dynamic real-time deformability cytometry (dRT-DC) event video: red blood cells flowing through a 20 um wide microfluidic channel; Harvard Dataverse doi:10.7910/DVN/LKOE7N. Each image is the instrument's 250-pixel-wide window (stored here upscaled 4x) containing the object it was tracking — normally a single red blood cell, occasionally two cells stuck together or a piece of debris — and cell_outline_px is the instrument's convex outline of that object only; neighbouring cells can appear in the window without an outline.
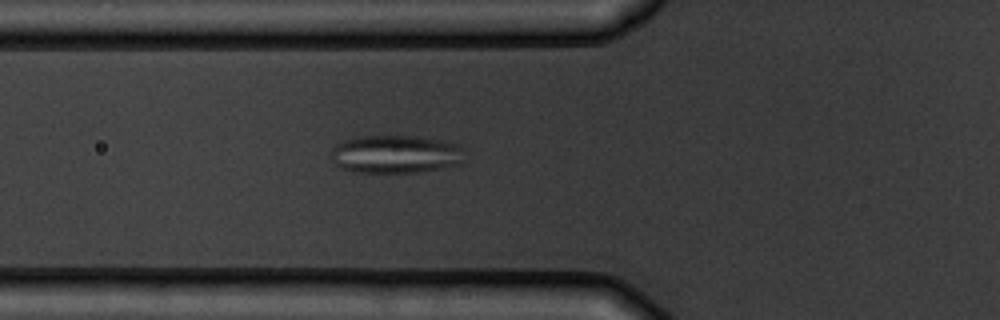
{"species": "common noctule bat (a hibernating species)", "species_latin": "Nyctalus noctula", "temperature_condition": "warm", "stored_images_in_passage": 4, "camera_frame_rate_fps": 3000, "um_per_image_px": 0.085, "animal": {"sex": "male", "body_mass_g": 19.5, "forearm_length_mm": 54.6}, "frame": {"image": 1, "passage_image": 4, "time_ms": 3.333, "image_size_px": [1000, 320], "cell_outline_px": [[464, 148], [460, 164], [420, 172], [356, 172], [340, 168], [332, 160], [332, 148], [336, 144], [344, 140], [360, 136], [412, 136], [444, 140], [460, 144]], "centroid_in_image_um": [33.64, 13.1], "position_along_channel_um": 92.2, "area_um2": 29.71}}